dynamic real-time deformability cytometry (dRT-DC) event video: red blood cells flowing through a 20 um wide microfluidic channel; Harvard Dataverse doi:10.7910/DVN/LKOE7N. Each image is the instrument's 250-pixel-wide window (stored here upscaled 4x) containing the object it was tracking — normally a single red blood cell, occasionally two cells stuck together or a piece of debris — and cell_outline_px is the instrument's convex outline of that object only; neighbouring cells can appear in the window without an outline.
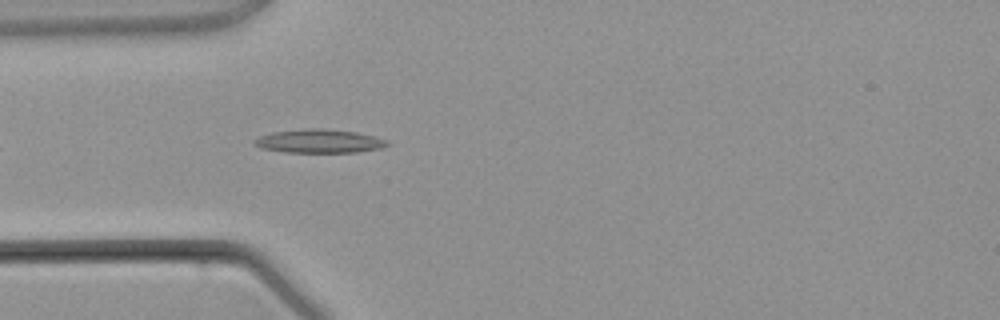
{"species": "common noctule bat (a hibernating species)", "species_latin": "Nyctalus noctula", "temperature_condition": "warm", "stored_images_in_passage": 3, "camera_frame_rate_fps": 3000, "um_per_image_px": 0.085, "animal": {"sex": "male", "body_mass_g": 21.5, "forearm_length_mm": 52.0}, "frame": {"image": 1, "passage_image": 3, "time_ms": 3.333, "image_size_px": [1000, 320], "cell_outline_px": [[388, 144], [380, 148], [356, 152], [284, 152], [260, 148], [252, 144], [252, 140], [260, 136], [272, 132], [308, 128], [320, 128], [356, 132], [376, 136], [388, 140]], "centroid_in_image_um": [27.09, 11.99], "position_along_channel_um": 57.9, "area_um2": 18.32}}